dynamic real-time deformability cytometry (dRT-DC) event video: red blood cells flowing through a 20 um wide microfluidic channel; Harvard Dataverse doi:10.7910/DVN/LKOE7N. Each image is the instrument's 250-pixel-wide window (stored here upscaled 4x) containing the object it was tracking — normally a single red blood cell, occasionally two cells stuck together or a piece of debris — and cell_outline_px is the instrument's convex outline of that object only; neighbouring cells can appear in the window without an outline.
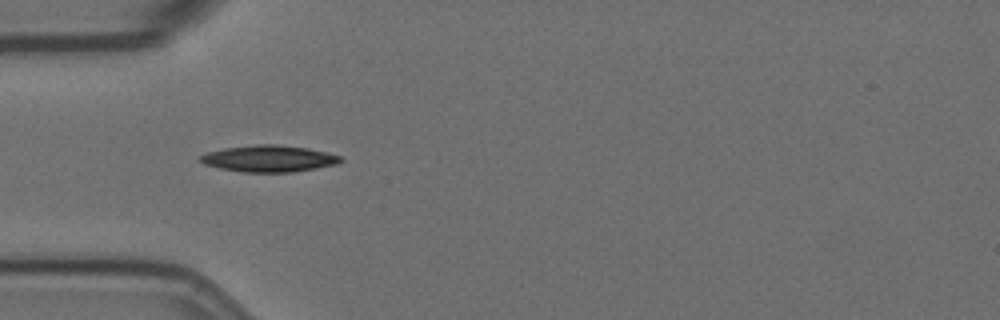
{"species": "Egyptian fruit bat (a non-hibernating species)", "species_latin": "Rousettus aegyptiacus", "temperature_condition": "room temperature", "stored_images_in_passage": 40, "camera_frame_rate_fps": 3000, "um_per_image_px": 0.085, "animal": {"sex": "female"}, "frame": {"image": 1, "passage_image": 1, "time_ms": 0.0, "image_size_px": [1000, 320], "cell_outline_px": [[344, 160], [336, 164], [316, 168], [292, 172], [244, 172], [220, 168], [204, 164], [200, 160], [200, 156], [208, 152], [224, 148], [256, 144], [276, 144], [308, 148], [344, 156]], "centroid_in_image_um": [22.9, 13.47], "position_along_channel_um": 62.1, "area_um2": 21.73}}
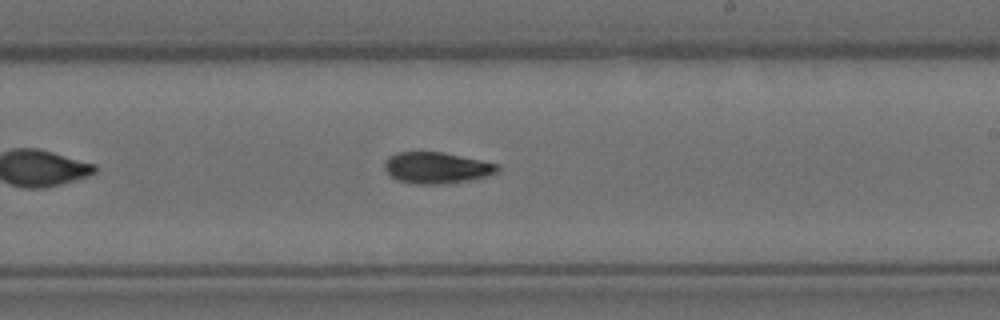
{"frame": {"image": 2, "passage_image": 17, "time_ms": 5.333, "image_size_px": [1000, 320], "cell_outline_px": [[500, 168], [496, 172], [484, 176], [468, 180], [440, 184], [416, 184], [396, 180], [384, 168], [384, 164], [388, 156], [400, 152], [444, 152], [500, 164]], "centroid_in_image_um": [37.11, 14.25], "position_along_channel_um": 251.9, "area_um2": 20.46}}
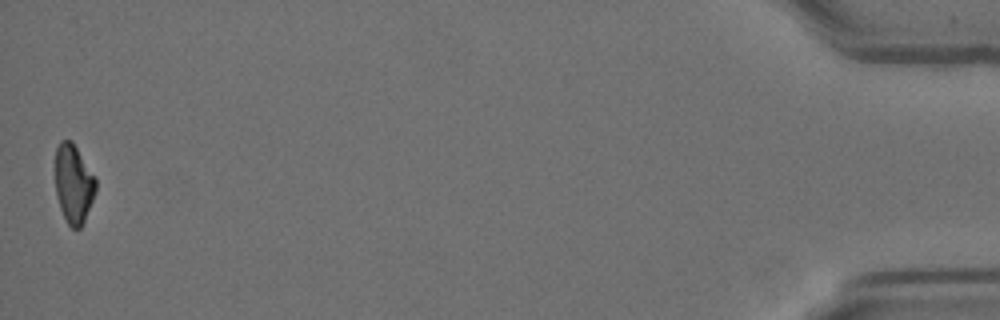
{"frame": {"image": 3, "passage_image": 40, "time_ms": 13.0, "image_size_px": [1000, 320], "cell_outline_px": [[96, 192], [84, 220], [80, 228], [72, 228], [68, 224], [60, 208], [56, 192], [56, 148], [60, 140], [72, 140], [96, 176]], "centroid_in_image_um": [6.27, 15.58], "position_along_channel_um": 428.9, "area_um2": 18.61}, "authors_computed_cell_mechanics": {"area_um2": 20.3745, "velocity_mm_per_s": 3.5784, "shape_relaxation_time_tau1_ms": 4.4144, "shape_relaxation_time_tau2_ms": null, "deformation_change_tau1": 0.1751, "deformation_change_tau2": null}}